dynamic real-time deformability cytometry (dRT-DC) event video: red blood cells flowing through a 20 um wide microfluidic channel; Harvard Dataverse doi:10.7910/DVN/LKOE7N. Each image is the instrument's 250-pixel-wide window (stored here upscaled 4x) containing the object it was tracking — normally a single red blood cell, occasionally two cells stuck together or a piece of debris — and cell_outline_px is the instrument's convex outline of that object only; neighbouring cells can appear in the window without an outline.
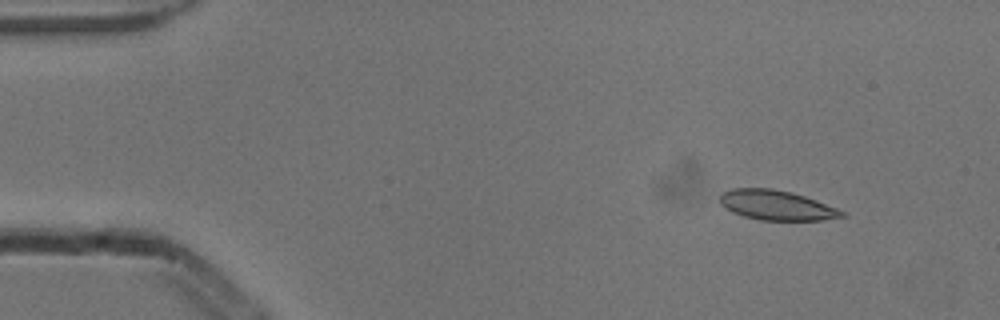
{"species": "common noctule bat (a hibernating species)", "species_latin": "Nyctalus noctula", "temperature_condition": "cold", "stored_images_in_passage": 4, "camera_frame_rate_fps": 3000, "um_per_image_px": 0.085, "animal": {"sex": "male", "body_mass_g": 13.3}, "frame": {"image": 1, "passage_image": 2, "time_ms": 0.333, "image_size_px": [1000, 320], "cell_outline_px": [[848, 216], [824, 220], [760, 220], [744, 216], [732, 212], [724, 208], [720, 204], [720, 192], [732, 188], [772, 188], [792, 192], [816, 200], [836, 208], [844, 212]], "centroid_in_image_um": [65.97, 17.44], "position_along_channel_um": 19.0, "area_um2": 21.33}}